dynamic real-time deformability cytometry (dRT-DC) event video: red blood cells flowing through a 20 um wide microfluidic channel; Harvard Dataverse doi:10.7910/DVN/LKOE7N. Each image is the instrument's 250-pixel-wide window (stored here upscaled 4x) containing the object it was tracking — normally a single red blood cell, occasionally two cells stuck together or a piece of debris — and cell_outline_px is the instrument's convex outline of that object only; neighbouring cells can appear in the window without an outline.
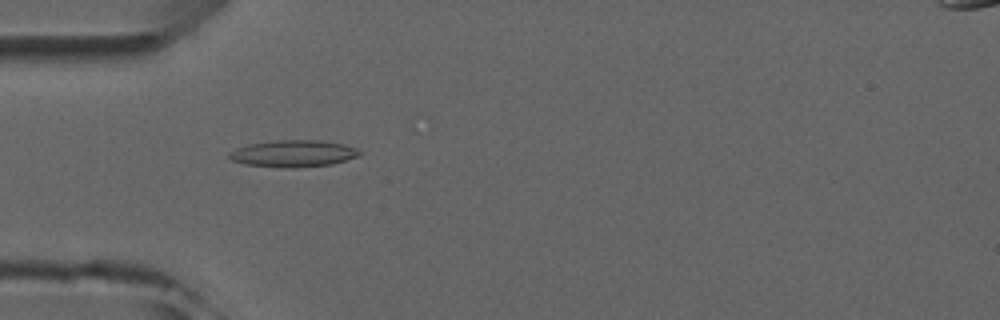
{"species": "common noctule bat (a hibernating species)", "species_latin": "Nyctalus noctula", "temperature_condition": "room temperature", "stored_images_in_passage": 5, "camera_frame_rate_fps": 3000, "um_per_image_px": 0.085, "animal": {"sex": "male", "forearm_length_mm": 52.5}, "frame": {"image": 1, "passage_image": 3, "time_ms": 2.333, "image_size_px": [1000, 320], "cell_outline_px": [[360, 156], [332, 164], [296, 168], [284, 168], [244, 164], [232, 160], [228, 156], [228, 152], [236, 148], [248, 144], [276, 140], [316, 140], [344, 144], [356, 148], [360, 152]], "centroid_in_image_um": [24.91, 13.05], "position_along_channel_um": 60.1, "area_um2": 20.46}}
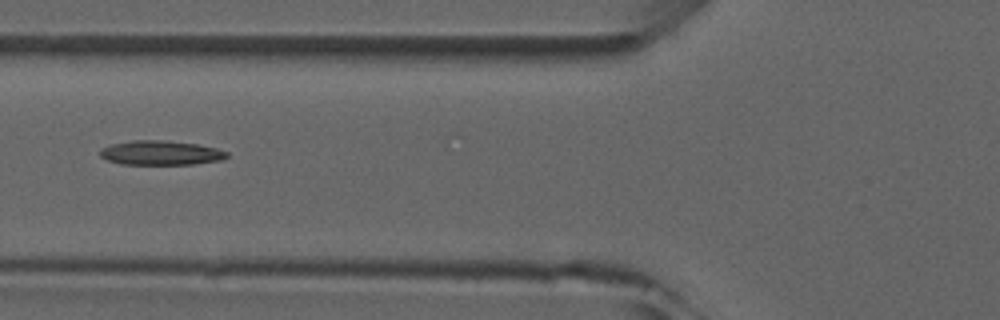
{"frame": {"image": 2, "passage_image": 4, "time_ms": 3.667, "image_size_px": [1000, 320], "cell_outline_px": [[228, 156], [224, 160], [196, 164], [120, 164], [108, 160], [100, 156], [100, 148], [112, 144], [136, 140], [164, 140], [196, 144], [216, 148], [228, 152]], "centroid_in_image_um": [13.69, 13.0], "position_along_channel_um": 112.1, "area_um2": 18.03}}
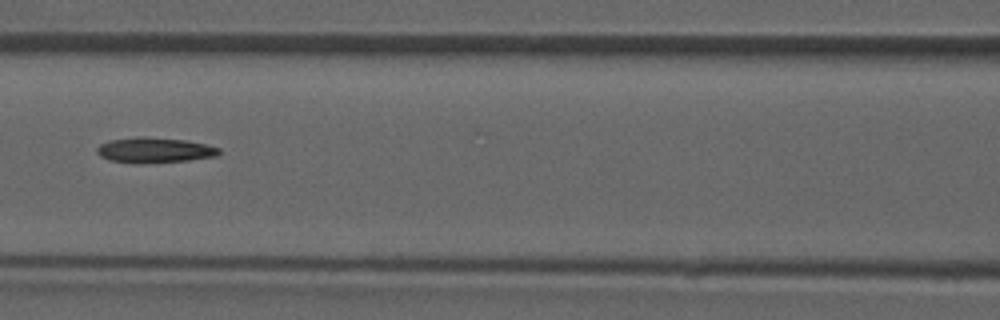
{"frame": {"image": 3, "passage_image": 5, "time_ms": 4.667, "image_size_px": [1000, 320], "cell_outline_px": [[220, 152], [216, 156], [188, 160], [108, 160], [100, 156], [96, 152], [96, 148], [100, 144], [108, 140], [136, 136], [144, 136], [184, 140], [208, 144], [220, 148]], "centroid_in_image_um": [13.14, 12.69], "position_along_channel_um": 153.5, "area_um2": 17.11}}